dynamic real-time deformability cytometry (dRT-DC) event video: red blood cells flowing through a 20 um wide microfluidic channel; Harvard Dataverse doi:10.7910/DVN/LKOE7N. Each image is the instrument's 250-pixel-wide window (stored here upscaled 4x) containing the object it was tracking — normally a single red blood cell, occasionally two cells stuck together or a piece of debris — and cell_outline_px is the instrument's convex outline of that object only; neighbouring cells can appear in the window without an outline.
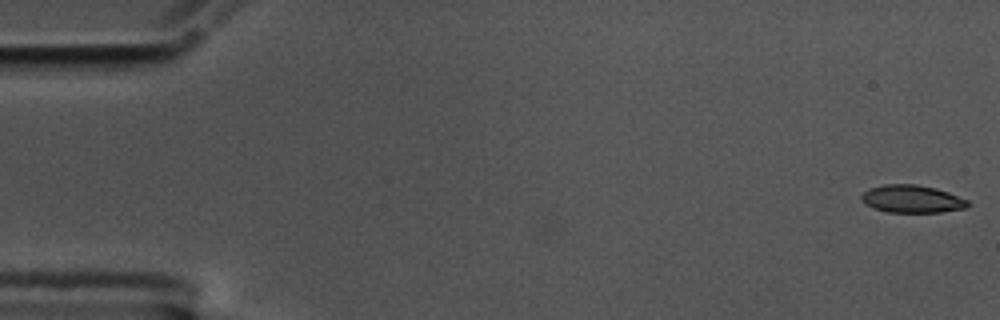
{"species": "common noctule bat (a hibernating species)", "species_latin": "Nyctalus noctula", "temperature_condition": "cold", "stored_images_in_passage": 16, "camera_frame_rate_fps": 3000, "um_per_image_px": 0.085, "animal": {"sex": "male", "body_mass_g": 17.5, "forearm_length_mm": 52.3}, "frame": {"image": 1, "passage_image": 1, "time_ms": 0.0, "image_size_px": [1000, 320], "cell_outline_px": [[972, 204], [968, 208], [940, 212], [888, 212], [872, 208], [864, 204], [860, 200], [860, 196], [868, 188], [884, 184], [916, 184], [936, 188], [948, 192], [968, 200]], "centroid_in_image_um": [77.51, 16.91], "position_along_channel_um": 7.5, "area_um2": 17.46}}
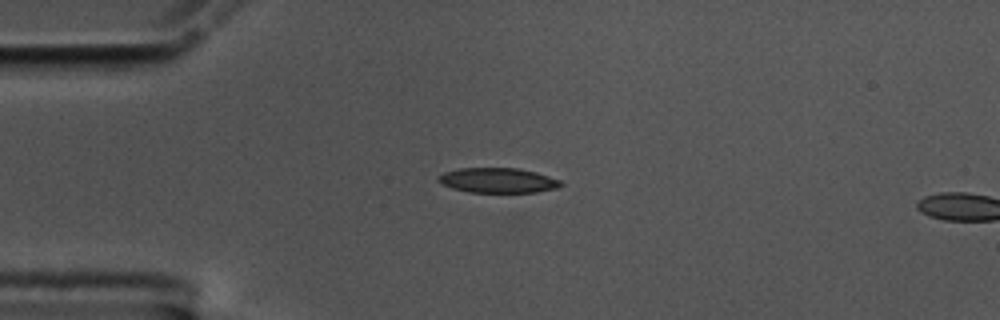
{"frame": {"image": 2, "passage_image": 14, "time_ms": 4.333, "image_size_px": [1000, 320], "cell_outline_px": [[564, 184], [560, 188], [536, 192], [468, 192], [452, 188], [440, 184], [436, 180], [444, 172], [460, 168], [516, 168], [536, 172], [560, 180]], "centroid_in_image_um": [42.33, 15.34], "position_along_channel_um": 42.7, "area_um2": 17.86}}